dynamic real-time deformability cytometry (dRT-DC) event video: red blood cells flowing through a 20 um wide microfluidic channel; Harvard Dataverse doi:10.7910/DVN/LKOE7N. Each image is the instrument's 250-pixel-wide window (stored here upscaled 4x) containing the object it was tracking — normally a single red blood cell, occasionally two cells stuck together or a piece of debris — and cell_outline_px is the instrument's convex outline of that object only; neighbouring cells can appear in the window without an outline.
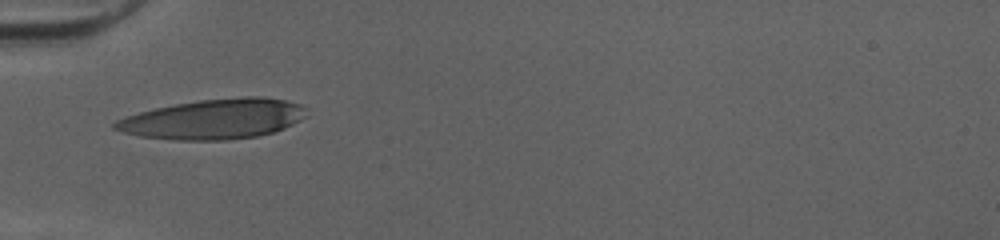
{"species": "human", "species_latin": "Homo sapiens", "temperature_condition": "cold", "stored_images_in_passage": 22, "camera_frame_rate_fps": 3000, "um_per_image_px": 0.085, "donor": {"sex": "female"}, "frame": {"image": 1, "passage_image": 1, "time_ms": 0.0, "image_size_px": [1000, 240], "cell_outline_px": [[308, 108], [304, 116], [300, 120], [284, 128], [272, 132], [256, 136], [228, 140], [176, 140], [140, 136], [124, 132], [112, 128], [112, 124], [116, 120], [124, 116], [156, 108], [176, 104], [200, 100], [244, 96], [260, 96], [284, 100], [300, 104]], "centroid_in_image_um": [18.17, 10.12], "position_along_channel_um": 66.8, "area_um2": 44.51}}
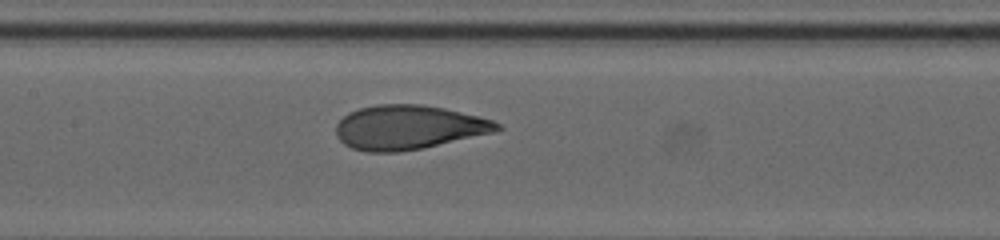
{"frame": {"image": 2, "passage_image": 9, "time_ms": 2.667, "image_size_px": [1000, 240], "cell_outline_px": [[504, 128], [492, 132], [424, 148], [400, 152], [368, 152], [352, 148], [344, 144], [336, 136], [336, 124], [348, 112], [360, 108], [376, 104], [420, 104], [444, 108], [492, 120], [500, 124]], "centroid_in_image_um": [34.68, 10.83], "position_along_channel_um": 172.7, "area_um2": 41.38}}
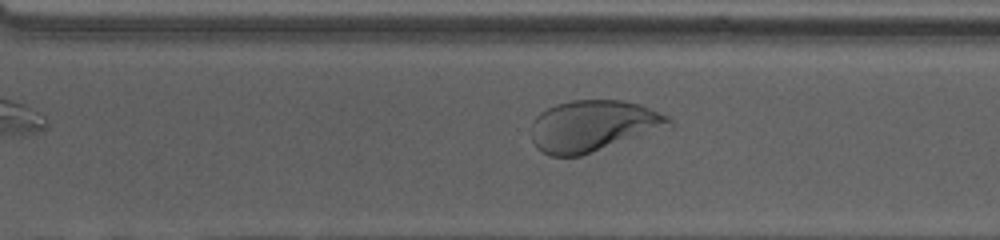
{"frame": {"image": 3, "passage_image": 20, "time_ms": 6.333, "image_size_px": [1000, 240], "cell_outline_px": [[672, 128], [580, 156], [552, 156], [536, 148], [532, 140], [532, 124], [536, 116], [540, 112], [556, 104], [572, 100], [620, 100], [640, 104], [668, 116], [672, 120]], "centroid_in_image_um": [50.47, 10.71], "position_along_channel_um": 320.1, "area_um2": 41.56}}